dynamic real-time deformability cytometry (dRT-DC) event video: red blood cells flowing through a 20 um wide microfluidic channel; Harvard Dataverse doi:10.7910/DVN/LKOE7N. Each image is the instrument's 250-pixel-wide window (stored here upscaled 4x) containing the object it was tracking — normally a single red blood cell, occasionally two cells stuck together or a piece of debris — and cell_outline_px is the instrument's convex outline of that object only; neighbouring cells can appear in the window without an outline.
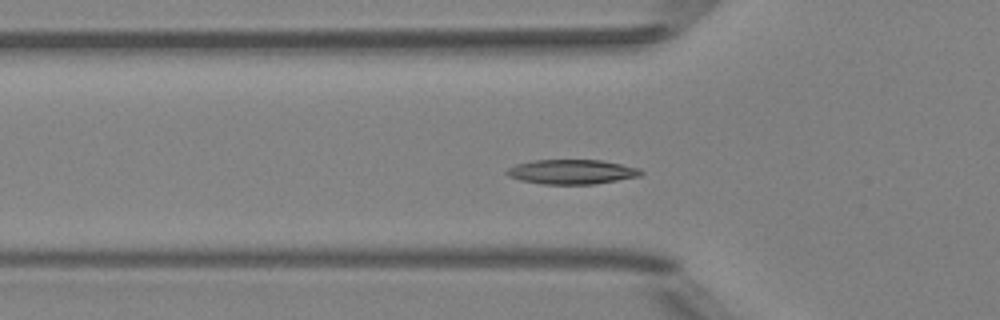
{"species": "Egyptian fruit bat (a non-hibernating species)", "species_latin": "Rousettus aegyptiacus", "temperature_condition": "room temperature", "stored_images_in_passage": 39, "segment_of_instrument_passage": [1, 2], "camera_frame_rate_fps": 3000, "um_per_image_px": 0.085, "animal": {"sex": "female"}, "frame": {"image": 1, "passage_image": 4, "time_ms": 1.0, "image_size_px": [1000, 320], "cell_outline_px": [[644, 172], [640, 176], [592, 184], [544, 184], [520, 180], [508, 176], [504, 172], [508, 168], [516, 164], [532, 160], [600, 160], [640, 168]], "centroid_in_image_um": [48.57, 14.6], "position_along_channel_um": 77.2, "area_um2": 19.13}}
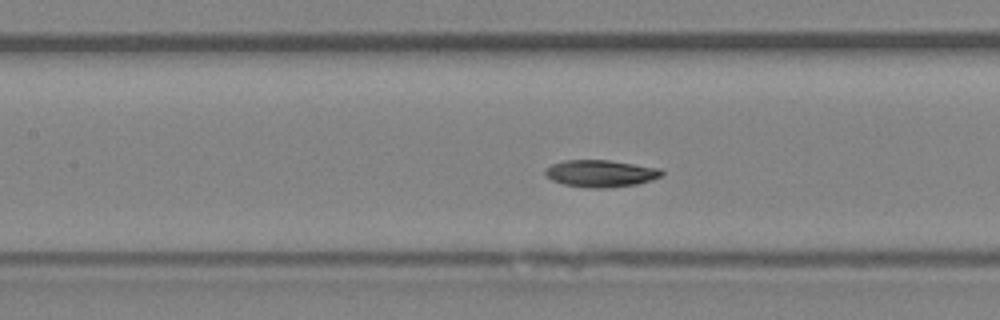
{"frame": {"image": 2, "passage_image": 10, "time_ms": 3.0, "image_size_px": [1000, 320], "cell_outline_px": [[664, 172], [660, 176], [652, 180], [636, 184], [608, 188], [588, 188], [564, 184], [552, 180], [544, 172], [552, 164], [564, 160], [608, 160], [660, 168]], "centroid_in_image_um": [51.07, 14.74], "position_along_channel_um": 156.3, "area_um2": 18.21}}
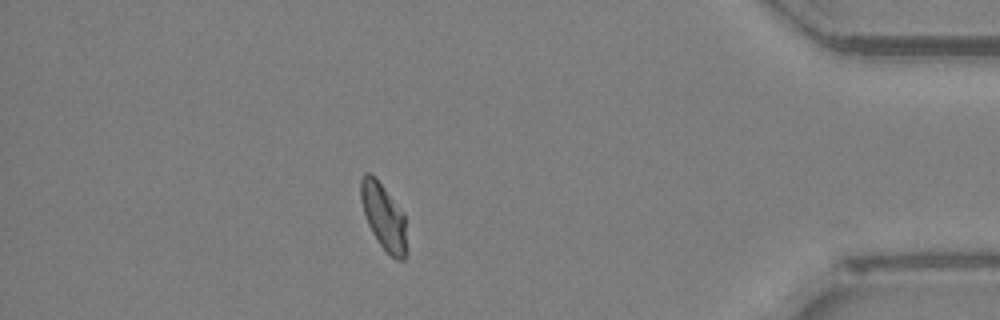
{"frame": {"image": 3, "passage_image": 32, "time_ms": 10.333, "image_size_px": [1000, 320], "cell_outline_px": [[404, 260], [396, 260], [380, 244], [372, 232], [368, 224], [360, 200], [360, 176], [364, 172], [368, 172], [384, 188], [404, 216]], "centroid_in_image_um": [32.53, 18.37], "position_along_channel_um": 402.7, "area_um2": 16.76}}